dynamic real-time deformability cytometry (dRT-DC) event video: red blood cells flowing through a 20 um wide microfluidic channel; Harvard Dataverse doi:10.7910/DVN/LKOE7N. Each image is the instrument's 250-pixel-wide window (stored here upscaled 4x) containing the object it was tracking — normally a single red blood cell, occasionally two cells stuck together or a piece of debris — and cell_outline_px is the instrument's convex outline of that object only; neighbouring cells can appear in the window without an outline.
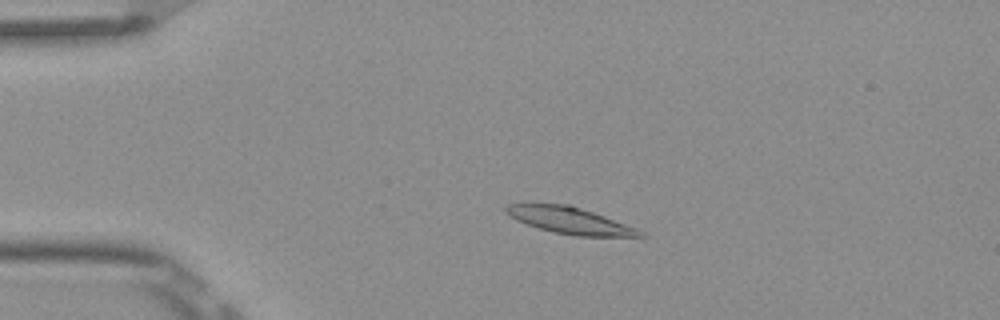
{"species": "Egyptian fruit bat (a non-hibernating species)", "species_latin": "Rousettus aegyptiacus", "temperature_condition": "room temperature", "stored_images_in_passage": 5, "camera_frame_rate_fps": 3000, "um_per_image_px": 0.085, "frame": {"image": 1, "passage_image": 4, "time_ms": 1.0, "image_size_px": [1000, 320], "cell_outline_px": [[648, 236], [576, 236], [552, 232], [516, 220], [508, 216], [504, 212], [504, 208], [508, 204], [568, 204], [604, 216], [636, 228], [644, 232]], "centroid_in_image_um": [48.41, 18.74], "position_along_channel_um": 36.6, "area_um2": 20.52}}